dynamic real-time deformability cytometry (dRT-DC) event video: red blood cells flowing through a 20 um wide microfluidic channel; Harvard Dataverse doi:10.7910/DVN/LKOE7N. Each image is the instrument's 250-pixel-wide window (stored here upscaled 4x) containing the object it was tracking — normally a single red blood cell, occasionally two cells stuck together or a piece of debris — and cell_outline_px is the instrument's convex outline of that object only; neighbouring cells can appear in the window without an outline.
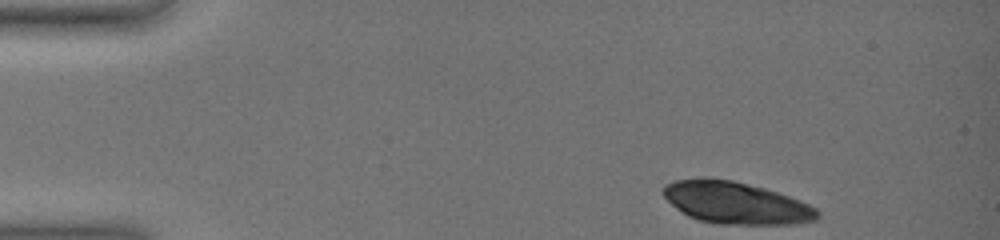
{"species": "common noctule bat (a hibernating species)", "species_latin": "Nyctalus noctula", "temperature_condition": "warm", "stored_images_in_passage": 45, "camera_frame_rate_fps": 3000, "um_per_image_px": 0.085, "animal": {"sex": "female", "body_mass_g": 19.0, "forearm_length_mm": 51.5}, "frame": {"image": 1, "passage_image": 1, "time_ms": 0.0, "image_size_px": [1000, 240], "cell_outline_px": [[820, 216], [816, 220], [796, 224], [720, 224], [696, 220], [688, 216], [676, 208], [660, 192], [664, 184], [676, 180], [704, 176], [708, 176], [732, 180], [764, 188], [800, 200], [816, 208], [820, 212]], "centroid_in_image_um": [62.51, 17.23], "position_along_channel_um": 22.5, "area_um2": 38.15}}